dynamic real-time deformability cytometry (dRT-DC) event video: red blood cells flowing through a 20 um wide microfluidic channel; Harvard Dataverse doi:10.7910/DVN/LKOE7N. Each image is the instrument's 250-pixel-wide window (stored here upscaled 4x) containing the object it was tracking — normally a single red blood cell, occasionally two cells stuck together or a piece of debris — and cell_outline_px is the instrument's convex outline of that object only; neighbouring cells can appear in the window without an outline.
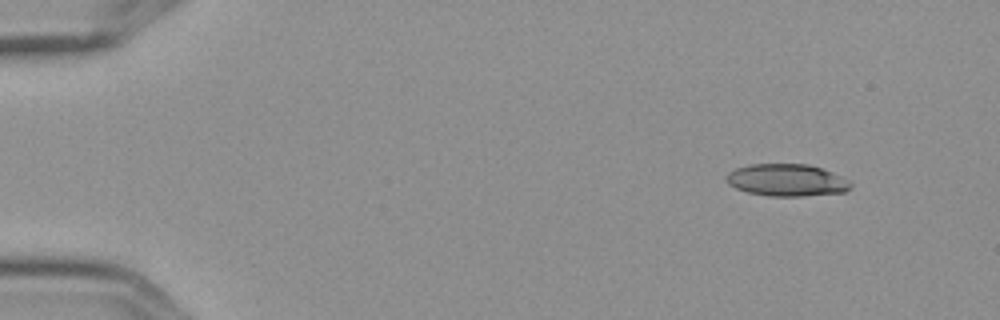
{"species": "Egyptian fruit bat (a non-hibernating species)", "species_latin": "Rousettus aegyptiacus", "temperature_condition": "cold", "stored_images_in_passage": 4, "camera_frame_rate_fps": 3000, "um_per_image_px": 0.085, "frame": {"image": 1, "passage_image": 1, "time_ms": 0.0, "image_size_px": [1000, 320], "cell_outline_px": [[852, 188], [844, 192], [804, 196], [768, 196], [748, 192], [736, 188], [728, 184], [724, 176], [728, 172], [736, 168], [748, 164], [808, 164], [832, 172], [852, 180]], "centroid_in_image_um": [66.89, 15.31], "position_along_channel_um": 18.1, "area_um2": 23.58}}
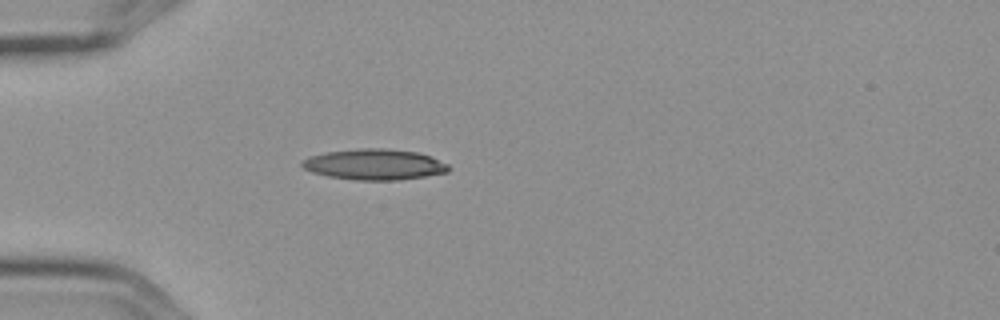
{"frame": {"image": 2, "passage_image": 4, "time_ms": 1.0, "image_size_px": [1000, 320], "cell_outline_px": [[448, 172], [400, 180], [356, 180], [328, 176], [312, 172], [304, 168], [300, 164], [300, 160], [308, 156], [328, 152], [360, 148], [380, 148], [416, 152], [432, 156], [448, 164]], "centroid_in_image_um": [31.8, 13.98], "position_along_channel_um": 53.2, "area_um2": 26.24}}